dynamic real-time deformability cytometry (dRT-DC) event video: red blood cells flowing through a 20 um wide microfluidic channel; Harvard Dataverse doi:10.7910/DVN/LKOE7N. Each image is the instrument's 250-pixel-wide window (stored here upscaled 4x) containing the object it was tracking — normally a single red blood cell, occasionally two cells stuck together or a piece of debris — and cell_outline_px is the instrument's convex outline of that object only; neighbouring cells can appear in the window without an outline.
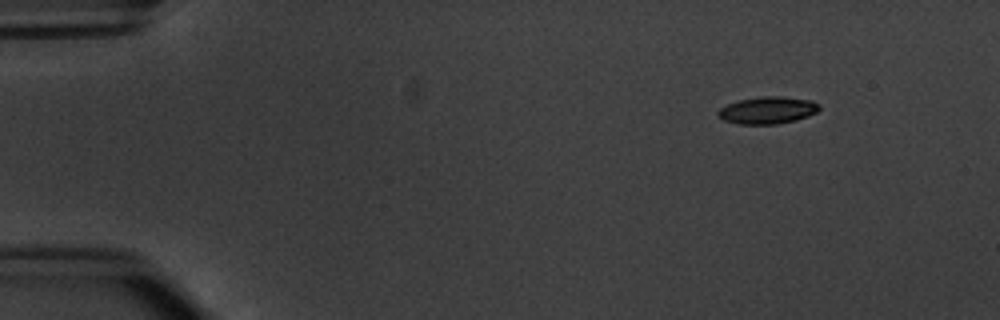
{"species": "common noctule bat (a hibernating species)", "species_latin": "Nyctalus noctula", "temperature_condition": "warm", "stored_images_in_passage": 12, "camera_frame_rate_fps": 3000, "um_per_image_px": 0.085, "animal": {"sex": "male", "body_mass_g": 20.1, "forearm_length_mm": 53.5}, "frame": {"image": 1, "passage_image": 1, "time_ms": 0.0, "image_size_px": [1000, 320], "cell_outline_px": [[820, 108], [816, 112], [808, 116], [796, 120], [776, 124], [740, 124], [724, 120], [716, 112], [720, 108], [728, 104], [740, 100], [760, 96], [780, 96], [812, 100], [820, 104]], "centroid_in_image_um": [65.28, 9.36], "position_along_channel_um": 19.7, "area_um2": 15.95}}
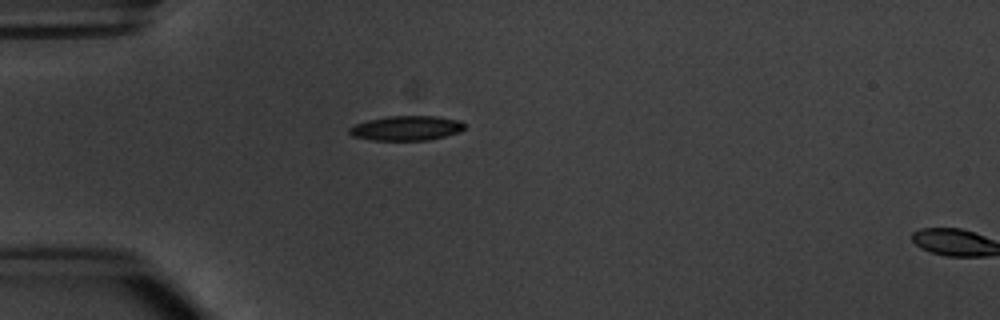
{"frame": {"image": 2, "passage_image": 10, "time_ms": 3.0, "image_size_px": [1000, 320], "cell_outline_px": [[464, 128], [460, 132], [428, 140], [372, 140], [352, 136], [348, 132], [348, 128], [356, 124], [368, 120], [388, 116], [436, 116], [460, 120], [464, 124]], "centroid_in_image_um": [34.54, 10.89], "position_along_channel_um": 50.5, "area_um2": 16.53}}